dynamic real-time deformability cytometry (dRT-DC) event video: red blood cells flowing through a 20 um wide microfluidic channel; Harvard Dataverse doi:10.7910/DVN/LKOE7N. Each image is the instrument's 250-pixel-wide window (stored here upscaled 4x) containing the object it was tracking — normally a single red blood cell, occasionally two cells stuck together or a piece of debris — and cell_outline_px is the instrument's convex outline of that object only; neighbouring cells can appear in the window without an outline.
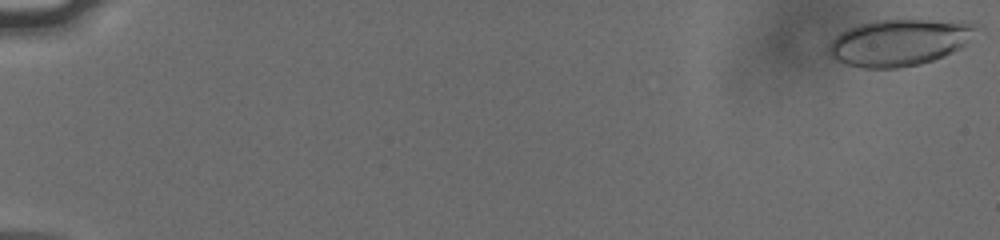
{"species": "human", "species_latin": "Homo sapiens", "temperature_condition": "cold", "stored_images_in_passage": 56, "camera_frame_rate_fps": 3000, "um_per_image_px": 0.085, "donor": {"sex": "male"}, "frame": {"image": 1, "passage_image": 1, "time_ms": 0.0, "image_size_px": [1000, 240], "cell_outline_px": [[984, 28], [960, 48], [944, 56], [920, 64], [900, 68], [860, 68], [844, 64], [836, 60], [828, 52], [828, 44], [840, 32], [848, 28], [872, 20], [972, 20]], "centroid_in_image_um": [76.53, 3.58], "position_along_channel_um": 8.5, "area_um2": 40.92}}
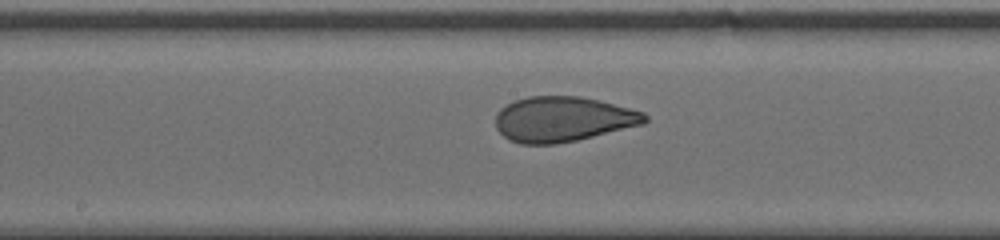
{"frame": {"image": 2, "passage_image": 32, "time_ms": 10.333, "image_size_px": [1000, 240], "cell_outline_px": [[648, 120], [644, 124], [576, 140], [556, 144], [520, 144], [508, 140], [496, 128], [496, 112], [500, 108], [516, 100], [528, 96], [580, 96], [600, 100], [644, 112], [648, 116]], "centroid_in_image_um": [47.84, 10.13], "position_along_channel_um": 200.4, "area_um2": 39.36}}
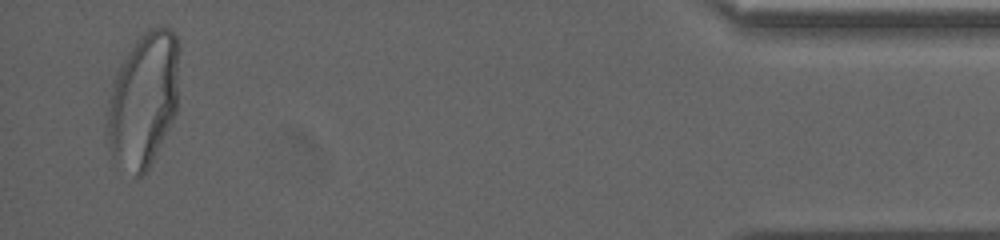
{"frame": {"image": 3, "passage_image": 55, "time_ms": 18.0, "image_size_px": [1000, 240], "cell_outline_px": [[176, 112], [148, 168], [140, 176], [136, 176], [112, 156], [104, 132], [104, 128], [112, 80], [116, 72], [128, 52], [136, 40], [148, 28], [168, 28], [176, 36]], "centroid_in_image_um": [12.12, 8.5], "position_along_channel_um": 423.1, "area_um2": 55.37}, "authors_computed_cell_mechanics": {"area_um2": 40.0265, "velocity_mm_per_s": 3.784, "shape_relaxation_time_tau1_ms": 5.2822, "shape_relaxation_time_tau2_ms": 0.7464, "deformation_change_tau1": 0.1676, "deformation_change_tau2": 0.0546}}